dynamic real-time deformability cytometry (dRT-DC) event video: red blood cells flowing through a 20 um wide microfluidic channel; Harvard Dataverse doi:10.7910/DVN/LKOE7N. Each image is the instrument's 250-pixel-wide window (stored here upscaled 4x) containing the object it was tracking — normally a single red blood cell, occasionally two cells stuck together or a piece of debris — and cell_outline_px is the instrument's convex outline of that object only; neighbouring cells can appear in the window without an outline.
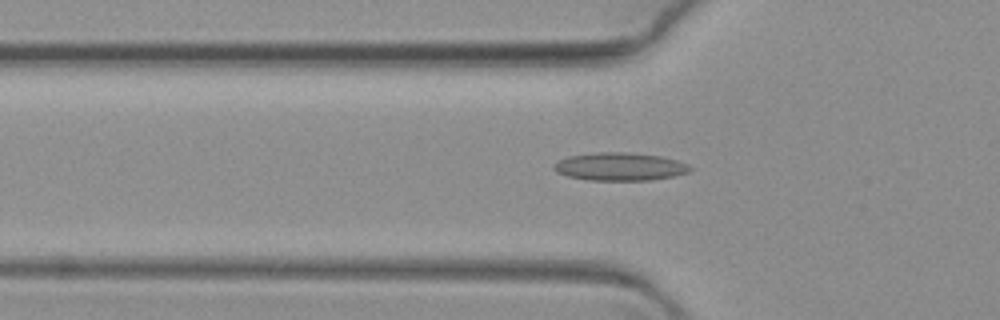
{"species": "common noctule bat (a hibernating species)", "species_latin": "Nyctalus noctula", "temperature_condition": "warm", "stored_images_in_passage": 58, "camera_frame_rate_fps": 3000, "um_per_image_px": 0.085, "animal": {"sex": "female", "body_mass_g": 19.3, "forearm_length_mm": 54.1}, "frame": {"image": 1, "passage_image": 22, "time_ms": 7.0, "image_size_px": [1000, 320], "cell_outline_px": [[692, 168], [688, 172], [672, 176], [652, 180], [588, 180], [568, 176], [556, 172], [552, 168], [552, 164], [568, 156], [596, 152], [628, 152], [660, 156], [676, 160], [688, 164]], "centroid_in_image_um": [52.65, 14.16], "position_along_channel_um": 73.1, "area_um2": 22.2}}
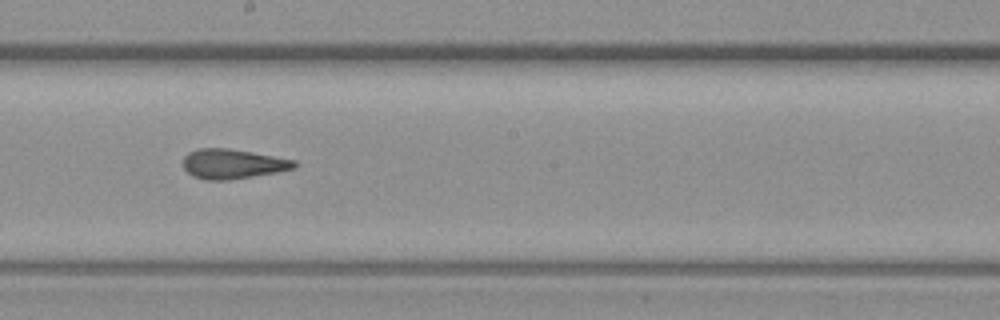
{"frame": {"image": 2, "passage_image": 37, "time_ms": 12.0, "image_size_px": [1000, 320], "cell_outline_px": [[300, 164], [296, 168], [276, 172], [228, 180], [204, 180], [192, 176], [184, 168], [184, 156], [188, 152], [196, 148], [228, 148], [252, 152], [296, 160]], "centroid_in_image_um": [19.79, 13.92], "position_along_channel_um": 228.4, "area_um2": 19.36}}
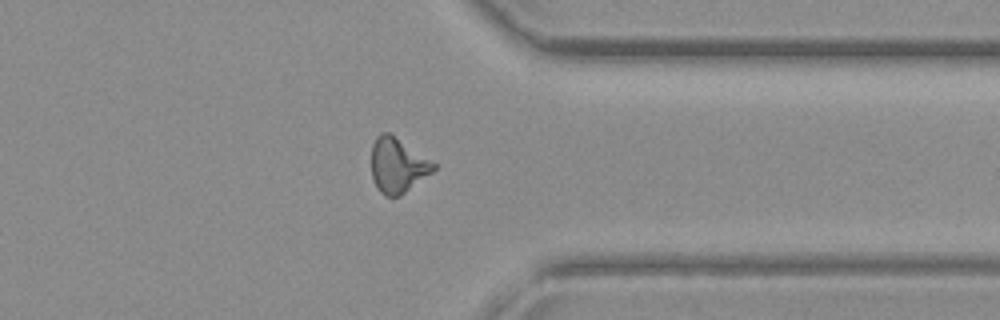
{"frame": {"image": 3, "passage_image": 52, "time_ms": 17.0, "image_size_px": [1000, 320], "cell_outline_px": [[436, 168], [432, 172], [400, 196], [384, 196], [380, 192], [372, 180], [372, 144], [376, 136], [380, 132], [388, 132], [436, 164]], "centroid_in_image_um": [33.76, 14.06], "position_along_channel_um": 377.6, "area_um2": 19.59}}